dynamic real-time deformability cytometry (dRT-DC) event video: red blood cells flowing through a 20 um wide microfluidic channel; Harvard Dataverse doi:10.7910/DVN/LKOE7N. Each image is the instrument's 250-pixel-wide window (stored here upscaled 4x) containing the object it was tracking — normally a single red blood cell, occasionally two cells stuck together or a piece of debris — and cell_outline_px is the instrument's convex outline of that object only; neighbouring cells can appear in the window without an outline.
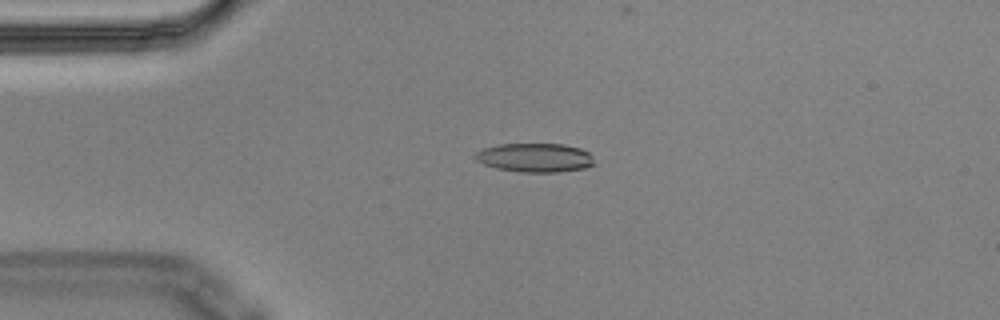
{"species": "Egyptian fruit bat (a non-hibernating species)", "species_latin": "Rousettus aegyptiacus", "temperature_condition": "cold", "stored_images_in_passage": 5, "camera_frame_rate_fps": 3000, "um_per_image_px": 0.085, "animal": {"sex": "male"}, "frame": {"image": 1, "passage_image": 3, "time_ms": 0.667, "image_size_px": [1000, 320], "cell_outline_px": [[596, 164], [584, 168], [560, 172], [520, 172], [496, 168], [484, 164], [476, 160], [472, 156], [476, 152], [484, 148], [500, 144], [564, 144], [580, 148], [588, 152], [592, 156]], "centroid_in_image_um": [45.48, 13.4], "position_along_channel_um": 39.5, "area_um2": 20.17}}